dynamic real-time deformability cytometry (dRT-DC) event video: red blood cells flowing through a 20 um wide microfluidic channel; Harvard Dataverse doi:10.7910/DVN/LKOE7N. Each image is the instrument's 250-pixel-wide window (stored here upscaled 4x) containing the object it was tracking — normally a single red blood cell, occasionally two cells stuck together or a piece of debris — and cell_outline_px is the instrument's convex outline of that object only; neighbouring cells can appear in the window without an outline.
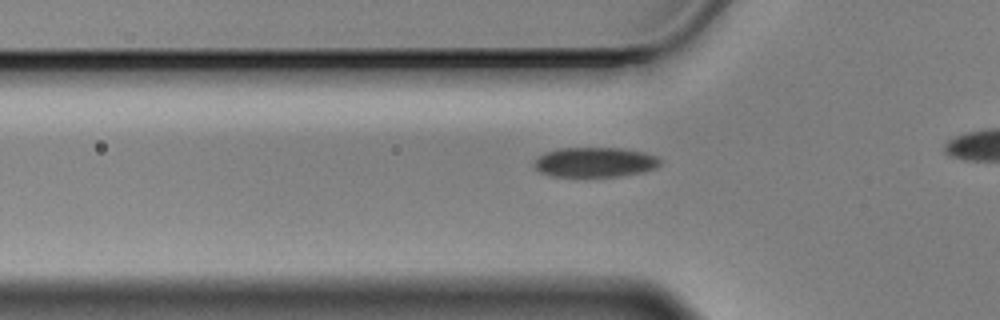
{"species": "Egyptian fruit bat (a non-hibernating species)", "species_latin": "Rousettus aegyptiacus", "temperature_condition": "cold", "stored_images_in_passage": 23, "camera_frame_rate_fps": 3000, "um_per_image_px": 0.085, "animal": {"sex": "male"}, "frame": {"image": 1, "passage_image": 13, "time_ms": 4.0, "image_size_px": [1000, 320], "cell_outline_px": [[660, 164], [656, 168], [644, 172], [620, 176], [552, 176], [540, 172], [532, 164], [544, 152], [560, 148], [620, 148], [644, 152], [656, 156], [660, 160]], "centroid_in_image_um": [50.58, 13.78], "position_along_channel_um": 75.2, "area_um2": 21.85}}
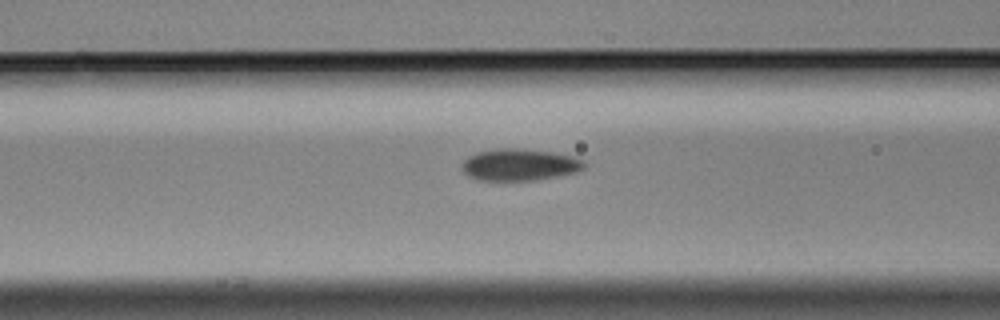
{"frame": {"image": 2, "passage_image": 17, "time_ms": 5.333, "image_size_px": [1000, 320], "cell_outline_px": [[584, 168], [576, 172], [536, 180], [476, 180], [468, 176], [460, 168], [464, 160], [468, 156], [476, 152], [504, 148], [516, 148], [552, 152], [572, 156], [584, 160]], "centroid_in_image_um": [44.12, 14.0], "position_along_channel_um": 122.5, "area_um2": 22.6}}
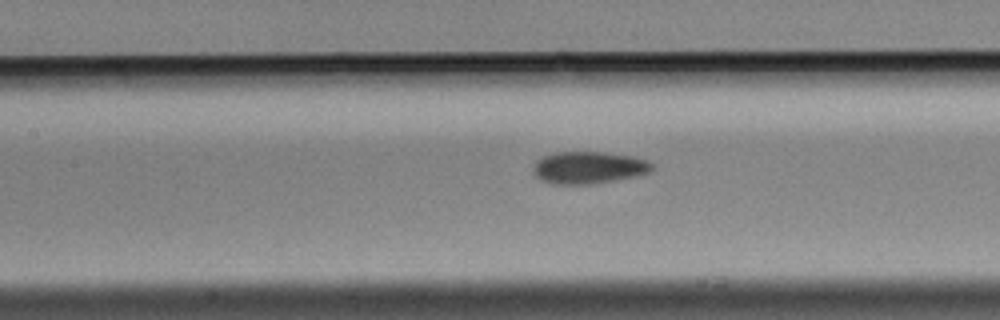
{"frame": {"image": 3, "passage_image": 20, "time_ms": 6.333, "image_size_px": [1000, 320], "cell_outline_px": [[656, 168], [640, 176], [588, 184], [552, 184], [540, 180], [532, 172], [532, 164], [536, 160], [544, 156], [556, 152], [604, 152], [636, 156], [648, 160]], "centroid_in_image_um": [50.04, 14.24], "position_along_channel_um": 157.4, "area_um2": 22.66}}